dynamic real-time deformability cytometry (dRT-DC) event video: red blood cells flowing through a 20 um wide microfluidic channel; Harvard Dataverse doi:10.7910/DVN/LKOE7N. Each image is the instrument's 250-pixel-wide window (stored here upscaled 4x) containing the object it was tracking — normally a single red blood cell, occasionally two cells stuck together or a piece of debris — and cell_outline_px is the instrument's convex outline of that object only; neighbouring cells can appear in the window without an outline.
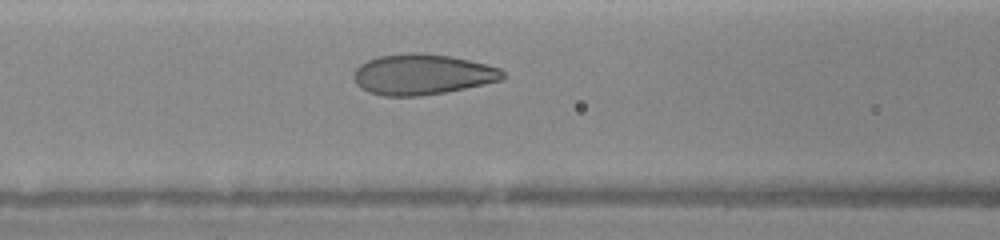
{"species": "human", "species_latin": "Homo sapiens", "temperature_condition": "warm", "stored_images_in_passage": 17, "camera_frame_rate_fps": 3000, "um_per_image_px": 0.085, "donor": {"sex": "female"}, "frame": {"image": 1, "passage_image": 8, "time_ms": 4.333, "image_size_px": [1000, 240], "cell_outline_px": [[508, 76], [500, 80], [484, 84], [444, 92], [420, 96], [384, 96], [368, 92], [360, 88], [356, 84], [352, 76], [356, 68], [360, 64], [376, 56], [408, 52], [420, 52], [452, 56], [500, 68]], "centroid_in_image_um": [35.86, 6.32], "position_along_channel_um": 130.7, "area_um2": 35.49}}
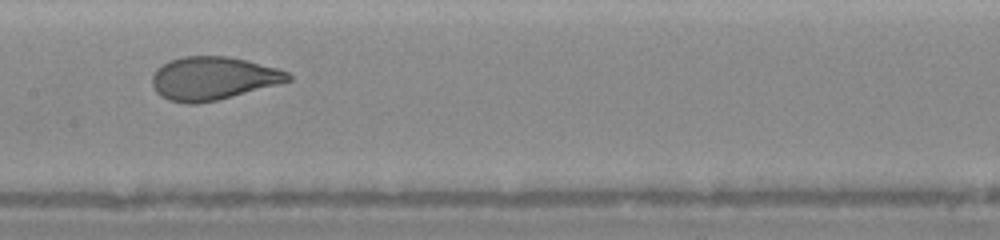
{"frame": {"image": 2, "passage_image": 10, "time_ms": 5.667, "image_size_px": [1000, 240], "cell_outline_px": [[292, 80], [232, 96], [216, 100], [196, 104], [188, 104], [168, 100], [160, 96], [156, 92], [152, 84], [152, 76], [156, 68], [168, 60], [184, 56], [228, 56], [276, 68], [288, 72], [292, 76]], "centroid_in_image_um": [18.05, 6.66], "position_along_channel_um": 189.4, "area_um2": 34.04}}
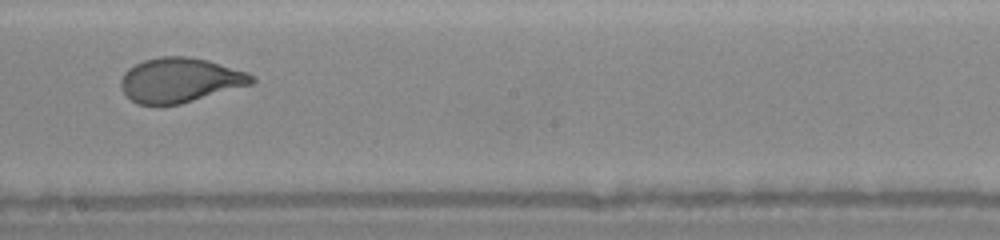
{"frame": {"image": 3, "passage_image": 12, "time_ms": 6.667, "image_size_px": [1000, 240], "cell_outline_px": [[256, 80], [252, 84], [180, 104], [136, 104], [120, 88], [120, 80], [124, 72], [128, 68], [144, 60], [160, 56], [184, 56], [208, 60], [248, 72], [256, 76]], "centroid_in_image_um": [15.31, 6.8], "position_along_channel_um": 232.9, "area_um2": 33.99}}